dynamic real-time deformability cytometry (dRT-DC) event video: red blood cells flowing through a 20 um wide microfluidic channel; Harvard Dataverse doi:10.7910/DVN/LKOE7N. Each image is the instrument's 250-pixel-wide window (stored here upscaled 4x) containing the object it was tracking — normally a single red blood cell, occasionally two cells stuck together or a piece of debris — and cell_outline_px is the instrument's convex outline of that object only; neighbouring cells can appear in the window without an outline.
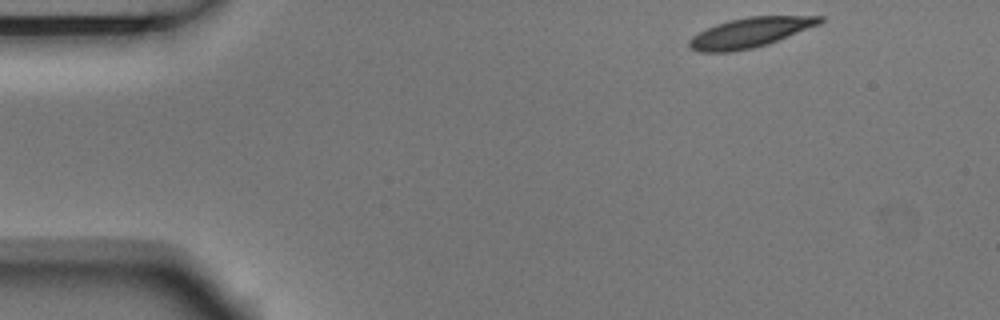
{"species": "Egyptian fruit bat (a non-hibernating species)", "species_latin": "Rousettus aegyptiacus", "temperature_condition": "room temperature", "stored_images_in_passage": 5, "camera_frame_rate_fps": 3000, "um_per_image_px": 0.085, "animal": {"sex": "male"}, "frame": {"image": 1, "passage_image": 1, "time_ms": 0.0, "image_size_px": [1000, 320], "cell_outline_px": [[824, 20], [820, 24], [768, 44], [752, 48], [732, 52], [700, 52], [692, 48], [688, 44], [688, 40], [692, 36], [716, 24], [728, 20], [748, 16], [824, 16]], "centroid_in_image_um": [63.76, 2.76], "position_along_channel_um": 21.2, "area_um2": 22.6}}
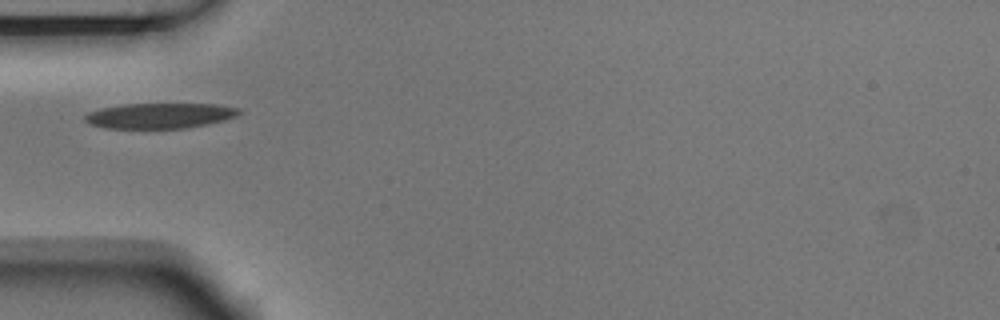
{"frame": {"image": 2, "passage_image": 4, "time_ms": 1.0, "image_size_px": [1000, 320], "cell_outline_px": [[240, 112], [236, 116], [224, 120], [208, 124], [184, 128], [108, 128], [92, 124], [84, 120], [84, 116], [88, 112], [100, 108], [124, 104], [216, 104], [240, 108]], "centroid_in_image_um": [13.59, 9.82], "position_along_channel_um": 71.4, "area_um2": 22.66}}
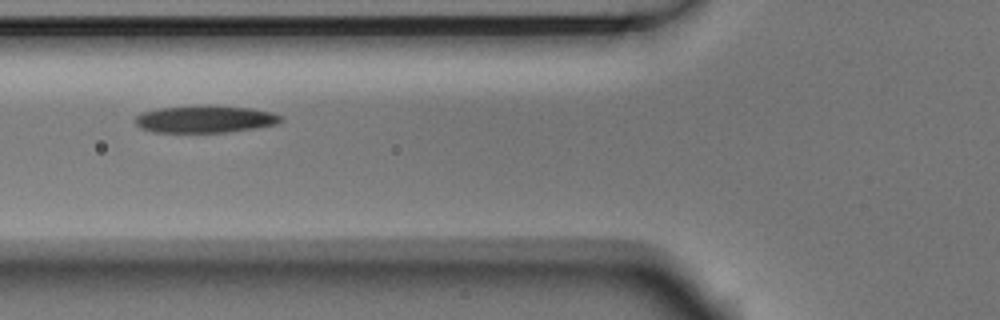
{"frame": {"image": 3, "passage_image": 5, "time_ms": 1.333, "image_size_px": [1000, 320], "cell_outline_px": [[284, 120], [276, 124], [256, 128], [228, 132], [152, 132], [140, 128], [136, 124], [136, 116], [144, 112], [156, 108], [208, 104], [252, 108], [272, 112], [284, 116]], "centroid_in_image_um": [17.47, 10.11], "position_along_channel_um": 108.3, "area_um2": 23.52}}